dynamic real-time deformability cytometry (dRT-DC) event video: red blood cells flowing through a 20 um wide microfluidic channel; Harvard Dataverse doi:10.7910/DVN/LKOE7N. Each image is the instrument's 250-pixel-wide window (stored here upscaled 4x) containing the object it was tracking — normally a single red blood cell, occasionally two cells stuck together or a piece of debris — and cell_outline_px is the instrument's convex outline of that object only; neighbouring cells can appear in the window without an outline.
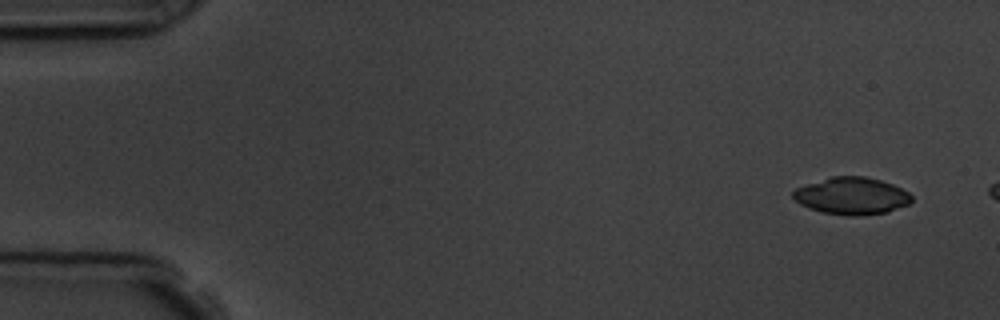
{"species": "common noctule bat (a hibernating species)", "species_latin": "Nyctalus noctula", "temperature_condition": "room temperature", "stored_images_in_passage": 3, "camera_frame_rate_fps": 3000, "um_per_image_px": 0.085, "animal": {"sex": "male", "body_mass_g": 19.5, "forearm_length_mm": 54.6}, "frame": {"image": 1, "passage_image": 1, "time_ms": 0.0, "image_size_px": [1000, 320], "cell_outline_px": [[912, 200], [908, 204], [888, 212], [860, 216], [848, 216], [820, 212], [808, 208], [800, 204], [792, 196], [792, 192], [796, 188], [832, 176], [864, 176], [880, 180], [892, 184], [908, 192], [912, 196]], "centroid_in_image_um": [72.39, 16.66], "position_along_channel_um": 12.6, "area_um2": 25.66}}